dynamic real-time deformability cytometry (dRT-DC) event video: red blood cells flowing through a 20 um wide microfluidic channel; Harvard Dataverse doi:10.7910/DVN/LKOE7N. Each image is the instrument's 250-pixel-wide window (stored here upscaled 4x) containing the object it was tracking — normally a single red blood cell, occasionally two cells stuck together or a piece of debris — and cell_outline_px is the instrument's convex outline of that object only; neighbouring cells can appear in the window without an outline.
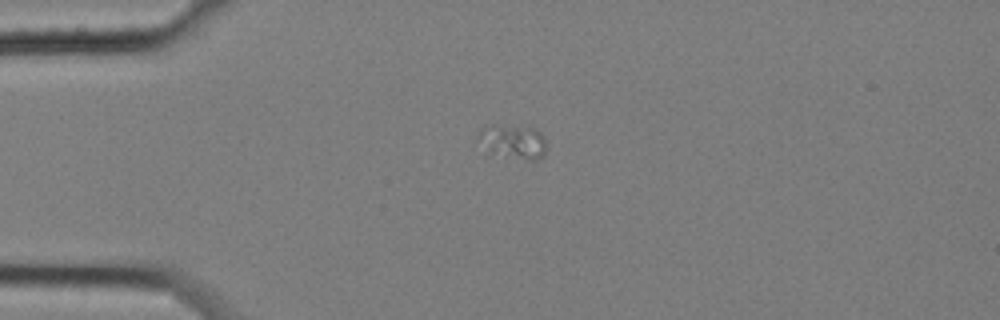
{"species": "common noctule bat (a hibernating species)", "species_latin": "Nyctalus noctula", "temperature_condition": "cold", "stored_images_in_passage": 2, "camera_frame_rate_fps": 3000, "um_per_image_px": 0.085, "animal": {"sex": "female", "body_mass_g": 25.1}, "frame": {"image": 1, "passage_image": 1, "time_ms": 0.0, "image_size_px": [1000, 320], "cell_outline_px": [[548, 144], [544, 156], [536, 160], [528, 160], [488, 152], [476, 136], [488, 124], [492, 124], [532, 128], [540, 132], [544, 136]], "centroid_in_image_um": [43.66, 12.03], "position_along_channel_um": 41.3, "area_um2": 13.58}}